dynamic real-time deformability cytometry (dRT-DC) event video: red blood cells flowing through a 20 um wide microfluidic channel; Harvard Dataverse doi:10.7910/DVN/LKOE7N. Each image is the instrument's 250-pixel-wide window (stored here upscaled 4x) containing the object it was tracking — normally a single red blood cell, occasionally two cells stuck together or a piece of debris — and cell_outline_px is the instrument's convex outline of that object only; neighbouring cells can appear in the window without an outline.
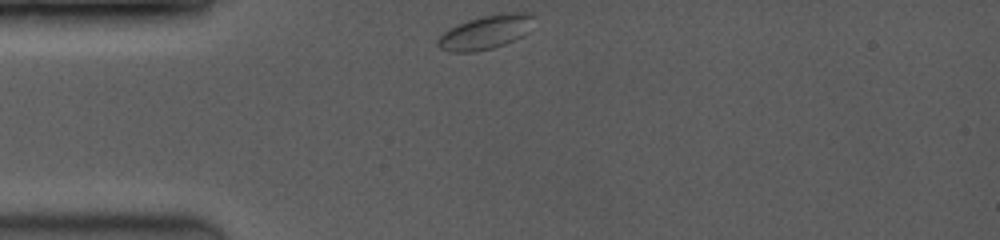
{"species": "common noctule bat (a hibernating species)", "species_latin": "Nyctalus noctula", "temperature_condition": "room temperature", "stored_images_in_passage": 3, "camera_frame_rate_fps": 3500, "um_per_image_px": 0.085, "animal": {"sex": "female", "body_mass_g": 19.0, "forearm_length_mm": 53.3}, "frame": {"image": 1, "passage_image": 1, "time_ms": 0.0, "image_size_px": [1000, 240], "cell_outline_px": [[532, 16], [528, 32], [504, 44], [492, 48], [472, 52], [448, 52], [440, 48], [436, 44], [436, 40], [448, 28], [456, 24], [468, 20], [484, 16], [504, 12], [532, 12]], "centroid_in_image_um": [41.21, 2.73], "position_along_channel_um": 43.8, "area_um2": 18.84}}
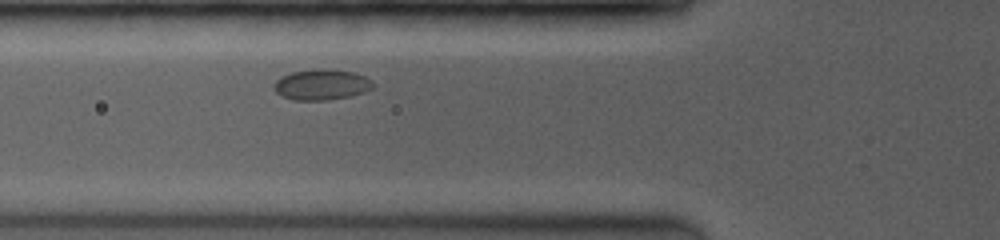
{"frame": {"image": 2, "passage_image": 3, "time_ms": 2.0, "image_size_px": [1000, 240], "cell_outline_px": [[372, 88], [364, 92], [352, 96], [328, 100], [292, 100], [280, 96], [272, 88], [276, 80], [280, 76], [292, 72], [320, 68], [328, 68], [356, 72], [372, 80]], "centroid_in_image_um": [27.31, 7.19], "position_along_channel_um": 98.5, "area_um2": 18.03}}